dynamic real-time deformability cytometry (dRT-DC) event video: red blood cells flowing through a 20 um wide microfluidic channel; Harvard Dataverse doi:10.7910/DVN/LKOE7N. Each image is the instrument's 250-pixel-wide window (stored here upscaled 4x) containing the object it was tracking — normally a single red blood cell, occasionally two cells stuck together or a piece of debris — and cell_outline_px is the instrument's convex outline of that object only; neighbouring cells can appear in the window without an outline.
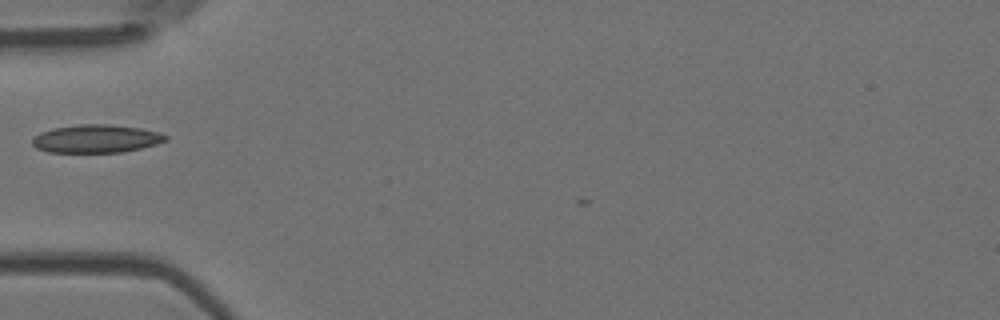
{"species": "Egyptian fruit bat (a non-hibernating species)", "species_latin": "Rousettus aegyptiacus", "temperature_condition": "room temperature", "stored_images_in_passage": 2, "camera_frame_rate_fps": 3000, "um_per_image_px": 0.085, "animal": {"sex": "female"}, "frame": {"image": 1, "passage_image": 2, "time_ms": 0.333, "image_size_px": [1000, 320], "cell_outline_px": [[168, 140], [156, 144], [140, 148], [120, 152], [48, 152], [36, 148], [32, 144], [32, 136], [40, 132], [52, 128], [80, 124], [108, 124], [140, 128], [156, 132], [168, 136]], "centroid_in_image_um": [8.13, 11.78], "position_along_channel_um": 76.9, "area_um2": 21.79}}